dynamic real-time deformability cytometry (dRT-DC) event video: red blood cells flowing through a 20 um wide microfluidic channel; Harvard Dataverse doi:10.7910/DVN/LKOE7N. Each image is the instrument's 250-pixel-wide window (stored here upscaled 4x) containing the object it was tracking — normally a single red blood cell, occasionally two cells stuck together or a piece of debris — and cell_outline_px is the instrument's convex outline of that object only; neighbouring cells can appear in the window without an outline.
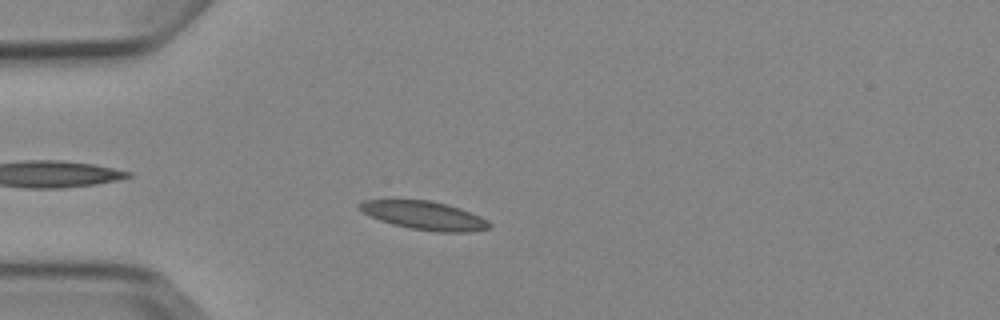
{"species": "Egyptian fruit bat (a non-hibernating species)", "species_latin": "Rousettus aegyptiacus", "temperature_condition": "cold", "stored_images_in_passage": 5, "camera_frame_rate_fps": 3000, "um_per_image_px": 0.085, "animal": {"sex": "female"}, "frame": {"image": 1, "passage_image": 5, "time_ms": 5.667, "image_size_px": [1000, 320], "cell_outline_px": [[492, 228], [472, 232], [436, 232], [412, 228], [392, 224], [380, 220], [364, 212], [356, 204], [364, 200], [428, 200], [448, 204], [460, 208], [480, 216], [488, 220], [492, 224]], "centroid_in_image_um": [36.13, 18.32], "position_along_channel_um": 48.9, "area_um2": 21.5}}